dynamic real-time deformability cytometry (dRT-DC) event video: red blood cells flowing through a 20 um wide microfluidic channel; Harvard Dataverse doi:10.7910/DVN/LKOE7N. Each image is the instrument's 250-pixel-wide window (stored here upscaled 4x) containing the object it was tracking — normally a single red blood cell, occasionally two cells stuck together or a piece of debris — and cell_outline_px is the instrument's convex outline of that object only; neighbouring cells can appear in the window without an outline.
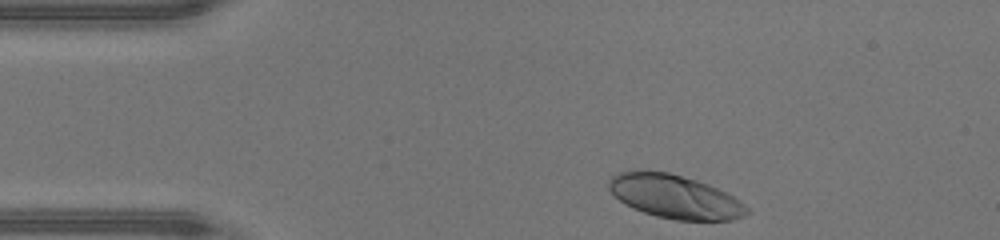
{"species": "human", "species_latin": "Homo sapiens", "temperature_condition": "warm", "stored_images_in_passage": 32, "camera_frame_rate_fps": 3000, "um_per_image_px": 0.085, "donor": {"sex": "male"}, "frame": {"image": 1, "passage_image": 1, "time_ms": 0.0, "image_size_px": [1000, 240], "cell_outline_px": [[752, 212], [744, 216], [732, 220], [676, 220], [656, 216], [632, 208], [624, 204], [608, 188], [608, 180], [612, 176], [620, 172], [668, 172], [696, 180], [708, 184], [728, 192], [740, 200]], "centroid_in_image_um": [57.42, 16.73], "position_along_channel_um": 27.6, "area_um2": 34.85}}
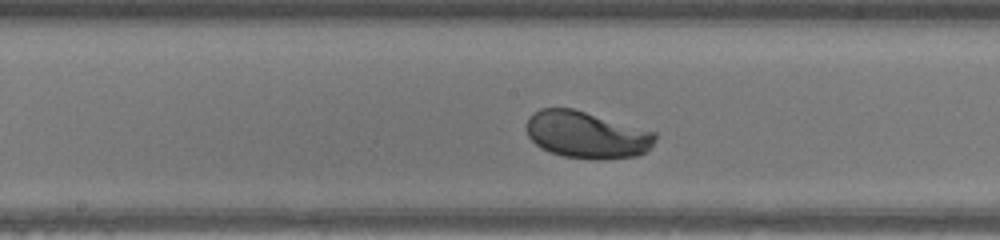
{"frame": {"image": 2, "passage_image": 17, "time_ms": 5.333, "image_size_px": [1000, 240], "cell_outline_px": [[656, 140], [644, 152], [636, 156], [600, 160], [564, 156], [548, 152], [540, 148], [528, 136], [528, 116], [532, 112], [540, 108], [572, 108], [656, 132]], "centroid_in_image_um": [49.84, 11.46], "position_along_channel_um": 198.4, "area_um2": 35.08}}
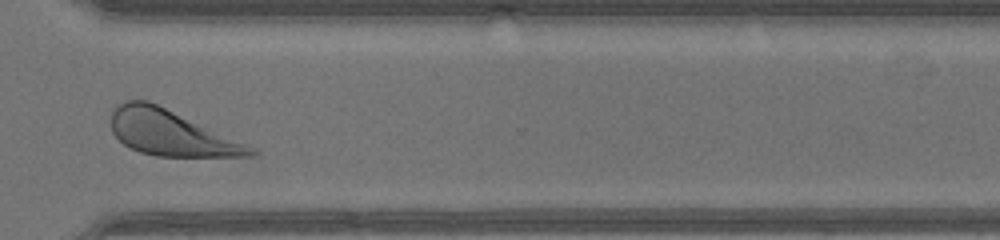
{"frame": {"image": 3, "passage_image": 28, "time_ms": 9.0, "image_size_px": [1000, 240], "cell_outline_px": [[260, 152], [252, 156], [156, 156], [140, 152], [124, 144], [112, 132], [112, 112], [120, 104], [128, 100], [148, 100], [256, 148]], "centroid_in_image_um": [14.54, 11.31], "position_along_channel_um": 356.1, "area_um2": 36.3}, "authors_computed_cell_mechanics": {"area_um2": 34.8534, "velocity_mm_per_s": 4.3145, "shape_relaxation_time_tau1_ms": 2.0035, "shape_relaxation_time_tau2_ms": null, "deformation_change_tau1": 0.1429, "deformation_change_tau2": null}}